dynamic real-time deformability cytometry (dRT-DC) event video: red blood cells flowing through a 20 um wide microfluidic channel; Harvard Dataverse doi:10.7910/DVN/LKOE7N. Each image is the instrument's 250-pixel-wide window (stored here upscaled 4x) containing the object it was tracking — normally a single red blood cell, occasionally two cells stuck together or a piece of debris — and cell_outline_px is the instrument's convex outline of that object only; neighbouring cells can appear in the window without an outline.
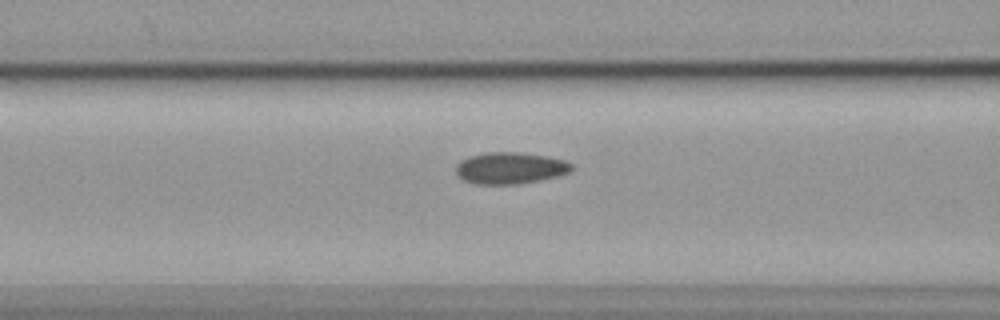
{"species": "common noctule bat (a hibernating species)", "species_latin": "Nyctalus noctula", "temperature_condition": "cold", "stored_images_in_passage": 39, "camera_frame_rate_fps": 3000, "um_per_image_px": 0.085, "animal": {"sex": "female", "body_mass_g": 19.9}, "frame": {"image": 1, "passage_image": 16, "time_ms": 5.0, "image_size_px": [1000, 320], "cell_outline_px": [[572, 172], [560, 176], [540, 180], [516, 184], [476, 184], [464, 180], [456, 172], [456, 164], [460, 160], [468, 156], [484, 152], [520, 152], [544, 156], [564, 160], [572, 164]], "centroid_in_image_um": [43.36, 14.28], "position_along_channel_um": 123.2, "area_um2": 21.44}}
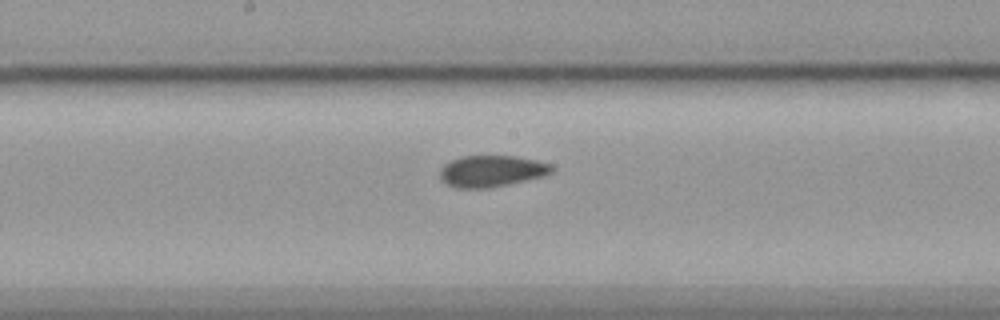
{"frame": {"image": 2, "passage_image": 23, "time_ms": 7.333, "image_size_px": [1000, 320], "cell_outline_px": [[552, 172], [544, 176], [492, 188], [456, 188], [440, 180], [440, 168], [444, 164], [460, 156], [516, 156], [536, 160], [552, 164]], "centroid_in_image_um": [41.77, 14.55], "position_along_channel_um": 206.4, "area_um2": 20.63}}
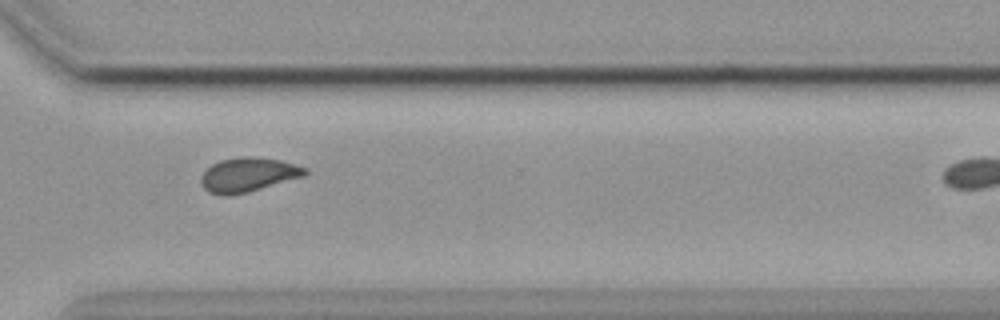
{"frame": {"image": 3, "passage_image": 35, "time_ms": 11.333, "image_size_px": [1000, 320], "cell_outline_px": [[308, 172], [304, 176], [248, 192], [228, 196], [220, 196], [208, 192], [200, 184], [200, 176], [212, 164], [220, 160], [244, 156], [252, 156], [280, 160], [296, 164], [308, 168]], "centroid_in_image_um": [21.07, 14.86], "position_along_channel_um": 349.5, "area_um2": 20.92}}